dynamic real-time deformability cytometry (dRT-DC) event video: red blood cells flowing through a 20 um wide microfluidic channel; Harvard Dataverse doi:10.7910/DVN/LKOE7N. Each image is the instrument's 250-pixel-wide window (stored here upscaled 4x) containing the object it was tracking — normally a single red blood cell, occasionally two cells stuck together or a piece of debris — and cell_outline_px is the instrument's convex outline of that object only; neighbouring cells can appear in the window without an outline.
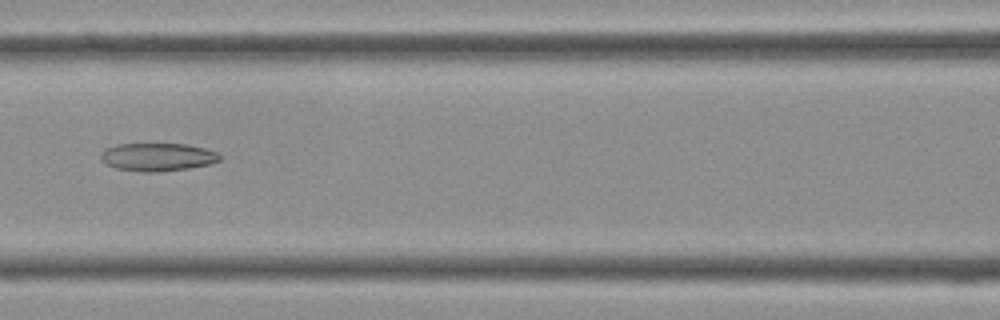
{"species": "Egyptian fruit bat (a non-hibernating species)", "species_latin": "Rousettus aegyptiacus", "temperature_condition": "cold", "stored_images_in_passage": 39, "camera_frame_rate_fps": 3000, "um_per_image_px": 0.085, "frame": {"image": 1, "passage_image": 16, "time_ms": 5.0, "image_size_px": [1000, 320], "cell_outline_px": [[220, 160], [212, 164], [188, 168], [156, 172], [144, 172], [116, 168], [104, 164], [100, 160], [100, 152], [104, 148], [116, 144], [188, 144], [204, 148], [216, 152], [220, 156]], "centroid_in_image_um": [13.34, 13.34], "position_along_channel_um": 153.3, "area_um2": 19.59}}
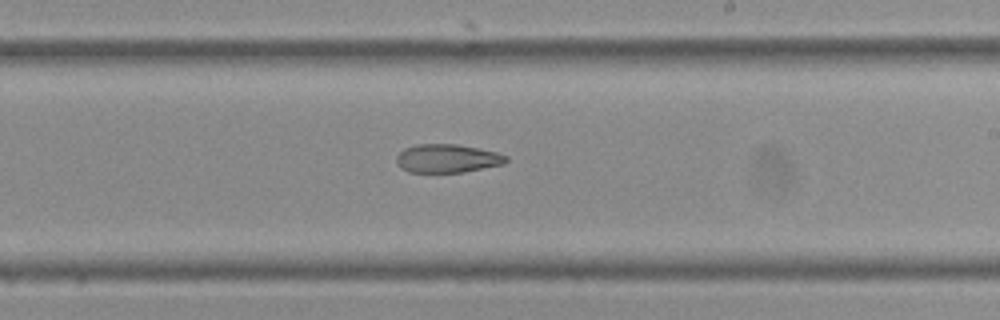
{"frame": {"image": 2, "passage_image": 22, "time_ms": 7.0, "image_size_px": [1000, 320], "cell_outline_px": [[508, 160], [504, 164], [464, 172], [408, 172], [400, 168], [396, 160], [396, 156], [404, 148], [416, 144], [456, 144], [496, 152], [508, 156]], "centroid_in_image_um": [38.0, 13.47], "position_along_channel_um": 251.0, "area_um2": 18.21}}
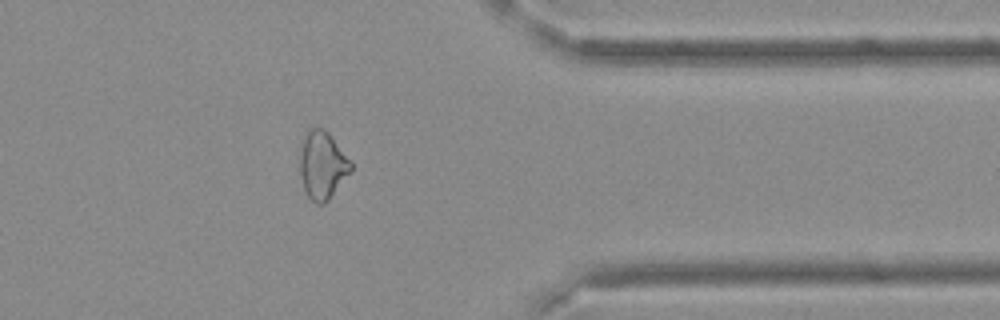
{"frame": {"image": 3, "passage_image": 31, "time_ms": 10.0, "image_size_px": [1000, 320], "cell_outline_px": [[352, 168], [328, 200], [324, 204], [316, 204], [308, 196], [304, 188], [300, 172], [300, 144], [304, 136], [312, 128], [324, 128], [328, 132], [352, 164]], "centroid_in_image_um": [27.37, 14.03], "position_along_channel_um": 384.0, "area_um2": 19.65}}